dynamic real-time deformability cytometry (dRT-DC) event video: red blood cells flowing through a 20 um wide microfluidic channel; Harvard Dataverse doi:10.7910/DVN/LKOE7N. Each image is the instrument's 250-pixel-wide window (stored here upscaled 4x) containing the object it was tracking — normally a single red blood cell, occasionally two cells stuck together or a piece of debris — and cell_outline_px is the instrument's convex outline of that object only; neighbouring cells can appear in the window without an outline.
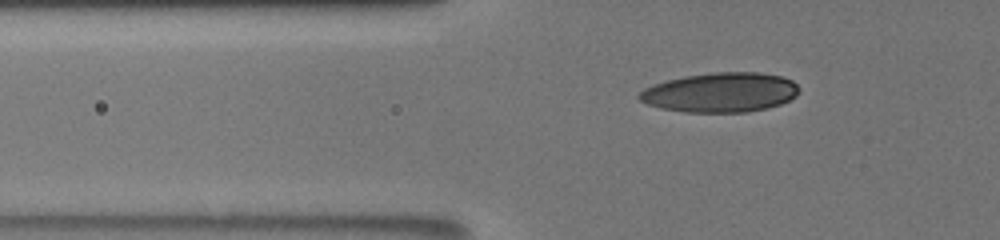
{"species": "human", "species_latin": "Homo sapiens", "temperature_condition": "room temperature", "stored_images_in_passage": 41, "camera_frame_rate_fps": 3000, "um_per_image_px": 0.085, "donor": {"sex": "male"}, "frame": {"image": 1, "passage_image": 7, "time_ms": 1.667, "image_size_px": [1000, 240], "cell_outline_px": [[800, 92], [796, 96], [780, 104], [748, 112], [684, 112], [660, 108], [648, 104], [640, 100], [636, 96], [644, 88], [668, 80], [684, 76], [716, 72], [760, 72], [780, 76], [792, 80], [800, 88]], "centroid_in_image_um": [61.25, 7.85], "position_along_channel_um": 64.5, "area_um2": 36.82}}
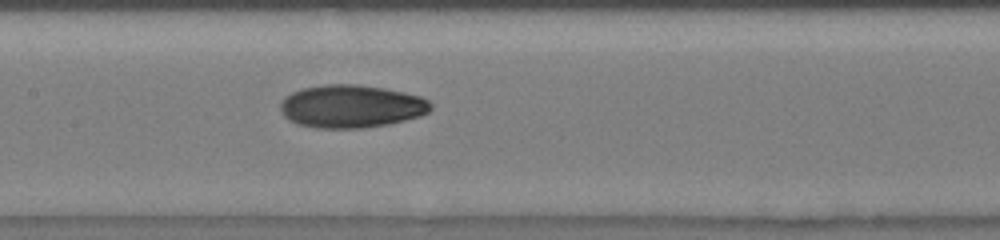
{"frame": {"image": 2, "passage_image": 20, "time_ms": 5.0, "image_size_px": [1000, 240], "cell_outline_px": [[432, 108], [428, 112], [420, 116], [388, 124], [364, 128], [316, 128], [296, 124], [288, 120], [280, 112], [280, 100], [284, 96], [300, 88], [328, 84], [360, 84], [384, 88], [404, 92], [420, 96], [428, 100], [432, 104]], "centroid_in_image_um": [29.82, 9.03], "position_along_channel_um": 177.6, "area_um2": 38.03}}
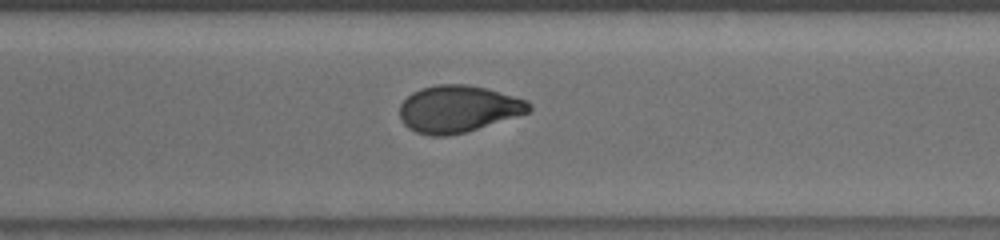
{"frame": {"image": 3, "passage_image": 27, "time_ms": 9.0, "image_size_px": [1000, 240], "cell_outline_px": [[532, 108], [528, 112], [468, 132], [448, 136], [428, 136], [416, 132], [408, 128], [400, 120], [400, 104], [412, 92], [420, 88], [436, 84], [468, 84], [488, 88], [528, 100], [532, 104]], "centroid_in_image_um": [38.94, 9.26], "position_along_channel_um": 331.7, "area_um2": 35.78}, "authors_computed_cell_mechanics": {"area_um2": 36.125, "velocity_mm_per_s": 3.8752, "shape_relaxation_time_tau1_ms": 7.5082, "shape_relaxation_time_tau2_ms": 2.7123, "deformation_change_tau1": 0.2184, "deformation_change_tau2": 0.0752}}